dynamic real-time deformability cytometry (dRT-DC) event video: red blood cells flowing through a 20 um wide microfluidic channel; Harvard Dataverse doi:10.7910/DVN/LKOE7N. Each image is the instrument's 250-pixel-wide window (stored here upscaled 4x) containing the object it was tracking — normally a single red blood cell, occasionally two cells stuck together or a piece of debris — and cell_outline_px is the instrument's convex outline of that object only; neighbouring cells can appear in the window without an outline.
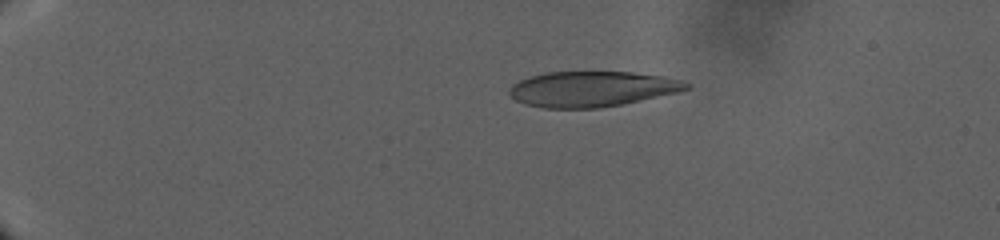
{"species": "human", "species_latin": "Homo sapiens", "temperature_condition": "warm", "stored_images_in_passage": 61, "camera_frame_rate_fps": 3000, "um_per_image_px": 0.085, "donor": {"sex": "male"}, "frame": {"image": 1, "passage_image": 9, "time_ms": 6.667, "image_size_px": [1000, 240], "cell_outline_px": [[692, 88], [680, 92], [600, 108], [544, 108], [524, 104], [516, 100], [508, 92], [508, 88], [512, 84], [520, 80], [544, 72], [632, 72], [664, 76], [680, 80], [692, 84]], "centroid_in_image_um": [50.33, 7.56], "position_along_channel_um": 34.7, "area_um2": 36.65}}
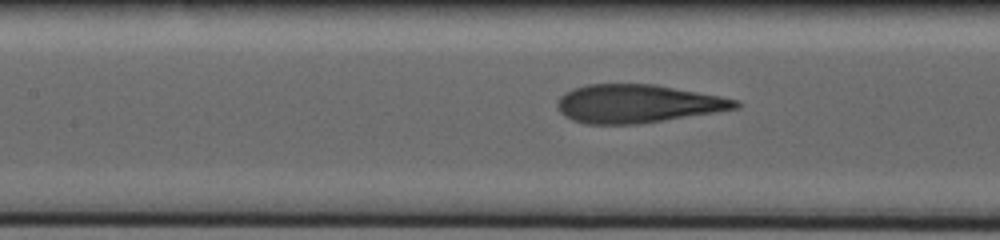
{"frame": {"image": 2, "passage_image": 38, "time_ms": 20.333, "image_size_px": [1000, 240], "cell_outline_px": [[744, 104], [740, 108], [716, 112], [640, 124], [584, 124], [572, 120], [564, 116], [556, 108], [556, 100], [564, 92], [572, 88], [588, 84], [656, 84], [720, 96], [740, 100]], "centroid_in_image_um": [54.18, 8.81], "position_along_channel_um": 153.2, "area_um2": 40.29}}
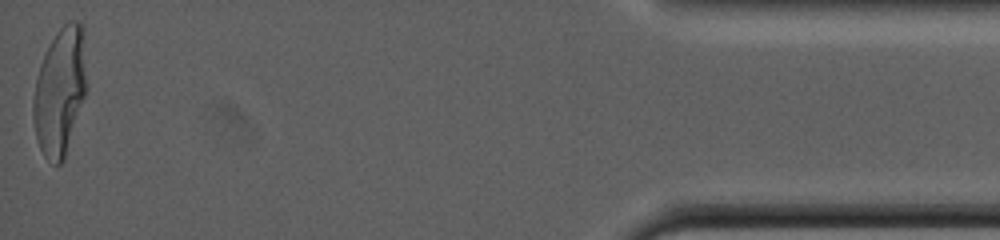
{"frame": {"image": 3, "passage_image": 61, "time_ms": 41.667, "image_size_px": [1000, 240], "cell_outline_px": [[88, 88], [64, 160], [60, 164], [56, 164], [48, 160], [44, 156], [36, 140], [32, 116], [32, 100], [36, 80], [40, 64], [56, 32], [68, 20], [76, 20], [84, 24], [88, 84]], "centroid_in_image_um": [5.13, 7.73], "position_along_channel_um": 430.1, "area_um2": 40.63}}